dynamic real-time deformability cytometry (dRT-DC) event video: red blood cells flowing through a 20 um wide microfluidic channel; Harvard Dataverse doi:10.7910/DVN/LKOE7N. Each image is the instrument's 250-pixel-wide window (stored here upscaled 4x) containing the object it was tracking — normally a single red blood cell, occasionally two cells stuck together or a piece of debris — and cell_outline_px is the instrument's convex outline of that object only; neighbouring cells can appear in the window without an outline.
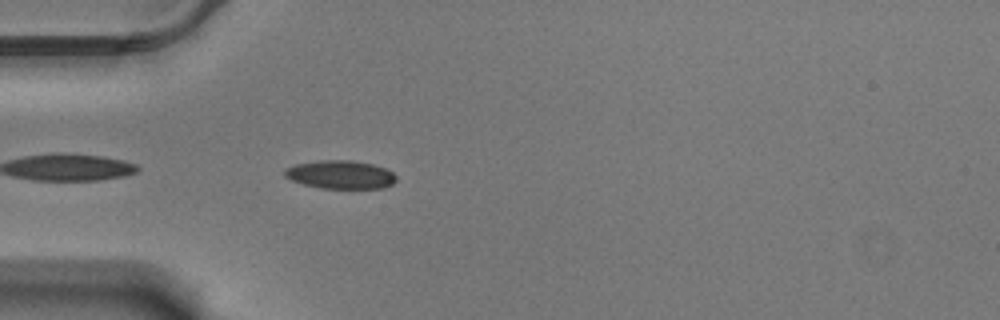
{"species": "Egyptian fruit bat (a non-hibernating species)", "species_latin": "Rousettus aegyptiacus", "temperature_condition": "warm", "stored_images_in_passage": 29, "camera_frame_rate_fps": 3000, "um_per_image_px": 0.085, "animal": {"sex": "male"}, "frame": {"image": 1, "passage_image": 4, "time_ms": 1.0, "image_size_px": [1000, 320], "cell_outline_px": [[396, 180], [392, 184], [384, 188], [320, 188], [304, 184], [292, 180], [284, 176], [284, 168], [296, 164], [316, 160], [352, 160], [372, 164], [384, 168], [392, 172], [396, 176]], "centroid_in_image_um": [28.92, 14.83], "position_along_channel_um": 56.1, "area_um2": 18.44}}
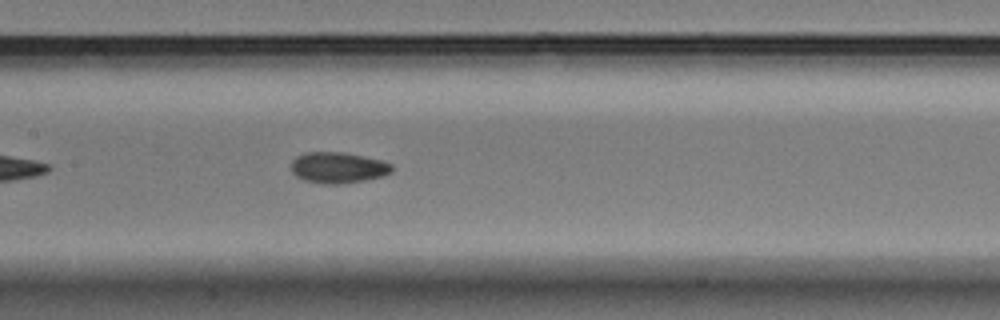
{"frame": {"image": 2, "passage_image": 15, "time_ms": 4.667, "image_size_px": [1000, 320], "cell_outline_px": [[392, 172], [384, 176], [364, 180], [340, 184], [320, 184], [304, 180], [296, 176], [292, 172], [292, 160], [296, 156], [304, 152], [344, 152], [384, 160], [392, 164]], "centroid_in_image_um": [28.74, 14.24], "position_along_channel_um": 178.7, "area_um2": 18.44}}
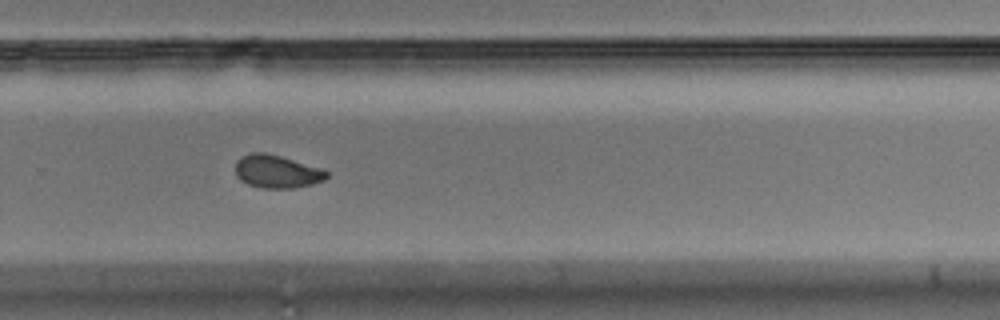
{"frame": {"image": 3, "passage_image": 26, "time_ms": 8.333, "image_size_px": [1000, 320], "cell_outline_px": [[328, 176], [324, 180], [312, 184], [296, 188], [260, 188], [248, 184], [240, 180], [236, 176], [236, 160], [240, 156], [252, 152], [264, 152], [280, 156], [320, 168], [328, 172]], "centroid_in_image_um": [23.5, 14.58], "position_along_channel_um": 306.3, "area_um2": 17.57}}